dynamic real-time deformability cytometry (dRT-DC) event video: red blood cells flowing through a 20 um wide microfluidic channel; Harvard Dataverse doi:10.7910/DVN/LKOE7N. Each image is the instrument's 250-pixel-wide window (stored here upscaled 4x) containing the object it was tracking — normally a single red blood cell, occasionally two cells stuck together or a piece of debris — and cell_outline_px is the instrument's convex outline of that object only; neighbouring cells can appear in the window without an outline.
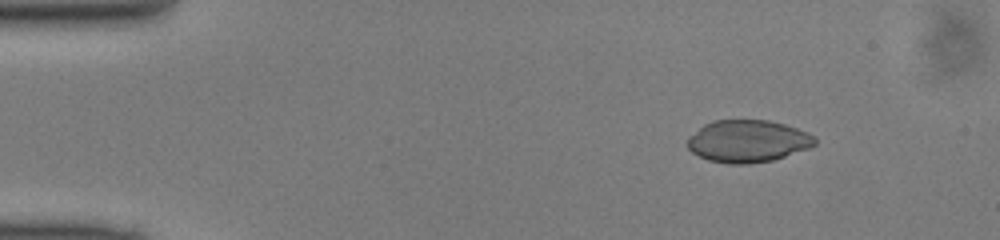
{"species": "common noctule bat (a hibernating species)", "species_latin": "Nyctalus noctula", "temperature_condition": "cold", "stored_images_in_passage": 47, "camera_frame_rate_fps": 3000, "um_per_image_px": 0.085, "animal": {"sex": "male", "body_mass_g": 13.0, "forearm_length_mm": 53.1}, "frame": {"image": 1, "passage_image": 5, "time_ms": 1.333, "image_size_px": [1000, 240], "cell_outline_px": [[816, 144], [808, 148], [772, 160], [748, 164], [728, 164], [708, 160], [692, 152], [688, 148], [688, 136], [704, 124], [712, 120], [768, 120], [784, 124], [808, 132], [816, 140]], "centroid_in_image_um": [63.53, 11.99], "position_along_channel_um": 21.5, "area_um2": 31.27}}
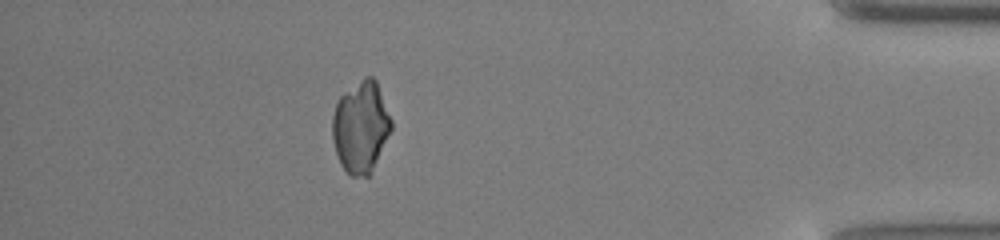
{"frame": {"image": 2, "passage_image": 42, "time_ms": 13.667, "image_size_px": [1000, 240], "cell_outline_px": [[392, 128], [368, 176], [348, 176], [340, 164], [332, 140], [332, 116], [336, 104], [340, 96], [344, 92], [364, 76], [372, 76], [376, 80], [392, 120]], "centroid_in_image_um": [30.64, 10.77], "position_along_channel_um": 404.6, "area_um2": 31.27}}